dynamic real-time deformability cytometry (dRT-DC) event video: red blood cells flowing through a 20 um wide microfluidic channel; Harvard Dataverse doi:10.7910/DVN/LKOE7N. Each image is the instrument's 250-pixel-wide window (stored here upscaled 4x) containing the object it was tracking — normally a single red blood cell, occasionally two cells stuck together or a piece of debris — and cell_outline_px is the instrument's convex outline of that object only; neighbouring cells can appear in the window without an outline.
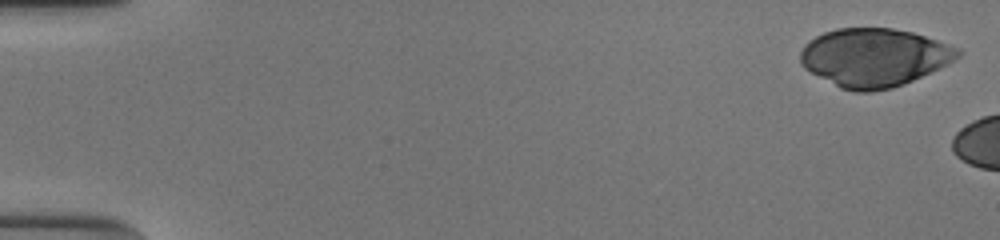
{"species": "human", "species_latin": "Homo sapiens", "temperature_condition": "cold", "stored_images_in_passage": 6, "camera_frame_rate_fps": 3000, "um_per_image_px": 0.085, "donor": {"sex": "male"}, "frame": {"image": 1, "passage_image": 1, "time_ms": 0.0, "image_size_px": [1000, 240], "cell_outline_px": [[960, 56], [948, 64], [904, 84], [892, 88], [872, 92], [852, 92], [840, 88], [804, 68], [800, 64], [800, 52], [804, 44], [808, 40], [824, 32], [836, 28], [892, 28], [912, 32], [960, 48]], "centroid_in_image_um": [74.28, 4.89], "position_along_channel_um": 10.7, "area_um2": 53.58}}